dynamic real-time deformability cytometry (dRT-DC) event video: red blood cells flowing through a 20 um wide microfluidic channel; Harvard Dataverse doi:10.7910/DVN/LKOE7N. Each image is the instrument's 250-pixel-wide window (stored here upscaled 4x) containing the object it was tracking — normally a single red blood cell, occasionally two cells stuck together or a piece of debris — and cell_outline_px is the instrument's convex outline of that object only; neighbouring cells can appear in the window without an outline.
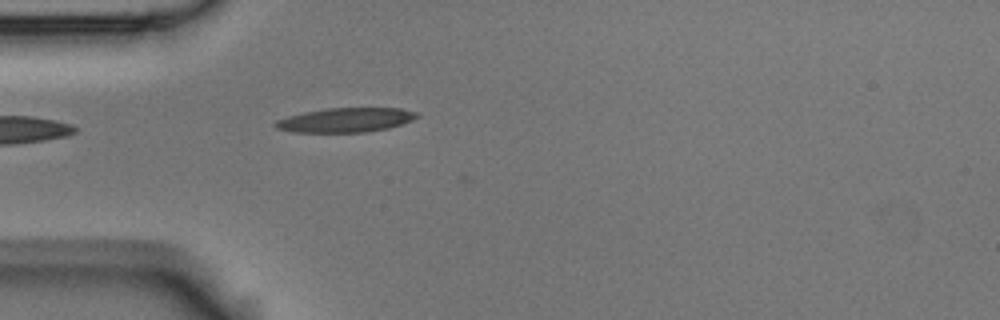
{"species": "Egyptian fruit bat (a non-hibernating species)", "species_latin": "Rousettus aegyptiacus", "temperature_condition": "room temperature", "stored_images_in_passage": 5, "segment_of_instrument_passage": [2, 2], "camera_frame_rate_fps": 3000, "um_per_image_px": 0.085, "animal": {"sex": "male"}, "frame": {"image": 1, "passage_image": 5, "time_ms": 1.333, "image_size_px": [1000, 320], "cell_outline_px": [[420, 116], [412, 120], [388, 128], [364, 132], [292, 132], [276, 128], [272, 124], [276, 120], [288, 116], [304, 112], [324, 108], [400, 108], [416, 112]], "centroid_in_image_um": [29.34, 10.2], "position_along_channel_um": 55.7, "area_um2": 20.06}}